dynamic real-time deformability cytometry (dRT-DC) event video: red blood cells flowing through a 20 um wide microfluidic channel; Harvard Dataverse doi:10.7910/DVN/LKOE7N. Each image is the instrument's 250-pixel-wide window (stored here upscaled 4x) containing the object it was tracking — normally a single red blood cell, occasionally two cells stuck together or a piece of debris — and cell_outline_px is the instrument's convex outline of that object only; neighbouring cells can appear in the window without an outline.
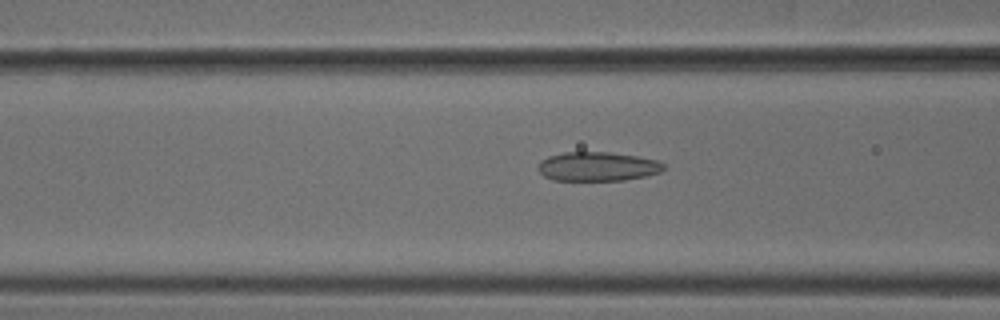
{"species": "common noctule bat (a hibernating species)", "species_latin": "Nyctalus noctula", "temperature_condition": "cold", "stored_images_in_passage": 51, "camera_frame_rate_fps": 3000, "um_per_image_px": 0.085, "animal": {"sex": "male", "body_mass_g": 18.8}, "frame": {"image": 1, "passage_image": 20, "time_ms": 6.333, "image_size_px": [1000, 320], "cell_outline_px": [[664, 168], [660, 172], [648, 176], [624, 180], [552, 180], [544, 176], [536, 168], [540, 160], [548, 156], [564, 152], [608, 152], [636, 156], [656, 160], [664, 164]], "centroid_in_image_um": [50.76, 14.15], "position_along_channel_um": 115.8, "area_um2": 21.39}}
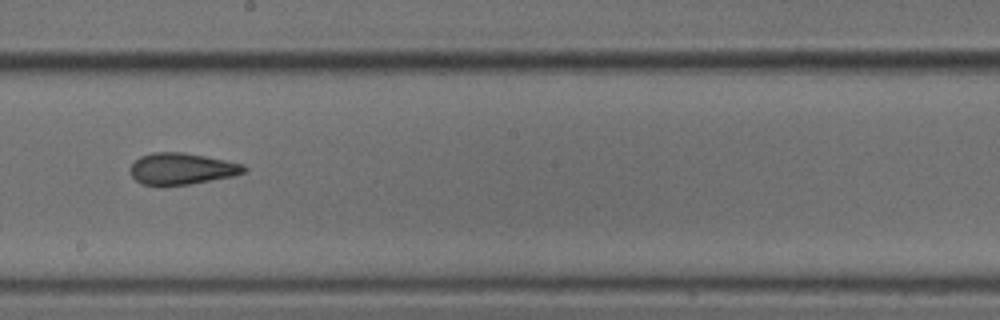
{"frame": {"image": 2, "passage_image": 29, "time_ms": 9.333, "image_size_px": [1000, 320], "cell_outline_px": [[248, 168], [244, 172], [232, 176], [188, 184], [160, 188], [140, 184], [132, 176], [128, 168], [140, 156], [152, 152], [184, 152], [244, 164]], "centroid_in_image_um": [15.38, 14.37], "position_along_channel_um": 232.8, "area_um2": 21.27}}
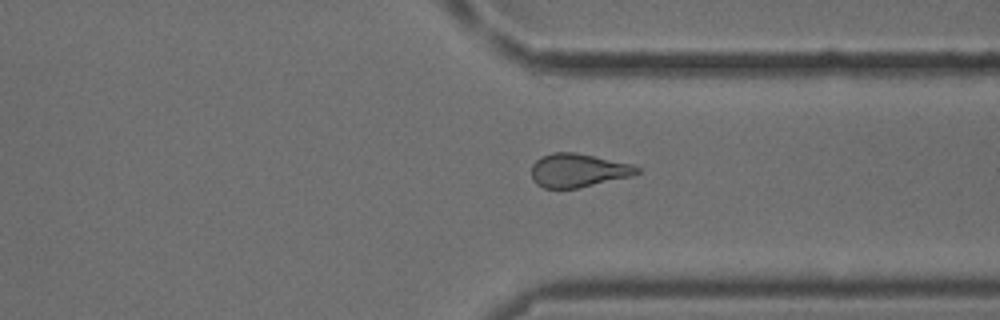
{"frame": {"image": 3, "passage_image": 39, "time_ms": 12.667, "image_size_px": [1000, 320], "cell_outline_px": [[640, 172], [632, 176], [576, 188], [544, 188], [536, 184], [532, 180], [532, 164], [540, 156], [552, 152], [576, 152], [632, 164], [640, 168]], "centroid_in_image_um": [49.12, 14.47], "position_along_channel_um": 362.3, "area_um2": 20.69}, "authors_computed_cell_mechanics": {"area_um2": 21.2704, "velocity_mm_per_s": 3.8888, "shape_relaxation_time_tau1_ms": null, "shape_relaxation_time_tau2_ms": 2.2234, "deformation_change_tau1": null, "deformation_change_tau2": 0.1032}}